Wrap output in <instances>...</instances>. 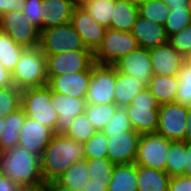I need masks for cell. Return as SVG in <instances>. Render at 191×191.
<instances>
[{
	"mask_svg": "<svg viewBox=\"0 0 191 191\" xmlns=\"http://www.w3.org/2000/svg\"><path fill=\"white\" fill-rule=\"evenodd\" d=\"M84 159L82 143L65 134H54L40 157L44 182L57 180L73 163Z\"/></svg>",
	"mask_w": 191,
	"mask_h": 191,
	"instance_id": "cell-1",
	"label": "cell"
},
{
	"mask_svg": "<svg viewBox=\"0 0 191 191\" xmlns=\"http://www.w3.org/2000/svg\"><path fill=\"white\" fill-rule=\"evenodd\" d=\"M0 170L24 189L40 187L44 183L40 156L20 145L0 150Z\"/></svg>",
	"mask_w": 191,
	"mask_h": 191,
	"instance_id": "cell-2",
	"label": "cell"
},
{
	"mask_svg": "<svg viewBox=\"0 0 191 191\" xmlns=\"http://www.w3.org/2000/svg\"><path fill=\"white\" fill-rule=\"evenodd\" d=\"M12 80L20 90L47 85L46 56L39 46L24 49L12 72Z\"/></svg>",
	"mask_w": 191,
	"mask_h": 191,
	"instance_id": "cell-3",
	"label": "cell"
},
{
	"mask_svg": "<svg viewBox=\"0 0 191 191\" xmlns=\"http://www.w3.org/2000/svg\"><path fill=\"white\" fill-rule=\"evenodd\" d=\"M21 107L26 117L41 122L55 131L59 116L52 106L51 89L47 85L23 89Z\"/></svg>",
	"mask_w": 191,
	"mask_h": 191,
	"instance_id": "cell-4",
	"label": "cell"
},
{
	"mask_svg": "<svg viewBox=\"0 0 191 191\" xmlns=\"http://www.w3.org/2000/svg\"><path fill=\"white\" fill-rule=\"evenodd\" d=\"M124 108L135 131L140 134L156 133L159 104L147 87Z\"/></svg>",
	"mask_w": 191,
	"mask_h": 191,
	"instance_id": "cell-5",
	"label": "cell"
},
{
	"mask_svg": "<svg viewBox=\"0 0 191 191\" xmlns=\"http://www.w3.org/2000/svg\"><path fill=\"white\" fill-rule=\"evenodd\" d=\"M39 48L44 55L88 50L71 22L41 30Z\"/></svg>",
	"mask_w": 191,
	"mask_h": 191,
	"instance_id": "cell-6",
	"label": "cell"
},
{
	"mask_svg": "<svg viewBox=\"0 0 191 191\" xmlns=\"http://www.w3.org/2000/svg\"><path fill=\"white\" fill-rule=\"evenodd\" d=\"M138 47V42L131 32L107 28L100 46L93 53L94 62L113 65Z\"/></svg>",
	"mask_w": 191,
	"mask_h": 191,
	"instance_id": "cell-7",
	"label": "cell"
},
{
	"mask_svg": "<svg viewBox=\"0 0 191 191\" xmlns=\"http://www.w3.org/2000/svg\"><path fill=\"white\" fill-rule=\"evenodd\" d=\"M116 68L114 65H92L86 104L115 103Z\"/></svg>",
	"mask_w": 191,
	"mask_h": 191,
	"instance_id": "cell-8",
	"label": "cell"
},
{
	"mask_svg": "<svg viewBox=\"0 0 191 191\" xmlns=\"http://www.w3.org/2000/svg\"><path fill=\"white\" fill-rule=\"evenodd\" d=\"M0 30L24 48H35L40 44V29L22 11H10L1 15Z\"/></svg>",
	"mask_w": 191,
	"mask_h": 191,
	"instance_id": "cell-9",
	"label": "cell"
},
{
	"mask_svg": "<svg viewBox=\"0 0 191 191\" xmlns=\"http://www.w3.org/2000/svg\"><path fill=\"white\" fill-rule=\"evenodd\" d=\"M170 142L169 139L157 133L141 134L138 141L135 164L166 172Z\"/></svg>",
	"mask_w": 191,
	"mask_h": 191,
	"instance_id": "cell-10",
	"label": "cell"
},
{
	"mask_svg": "<svg viewBox=\"0 0 191 191\" xmlns=\"http://www.w3.org/2000/svg\"><path fill=\"white\" fill-rule=\"evenodd\" d=\"M45 56L47 76L92 71V65L95 63L94 54L90 50H72Z\"/></svg>",
	"mask_w": 191,
	"mask_h": 191,
	"instance_id": "cell-11",
	"label": "cell"
},
{
	"mask_svg": "<svg viewBox=\"0 0 191 191\" xmlns=\"http://www.w3.org/2000/svg\"><path fill=\"white\" fill-rule=\"evenodd\" d=\"M188 107L176 102L159 105L156 133L170 141H185Z\"/></svg>",
	"mask_w": 191,
	"mask_h": 191,
	"instance_id": "cell-12",
	"label": "cell"
},
{
	"mask_svg": "<svg viewBox=\"0 0 191 191\" xmlns=\"http://www.w3.org/2000/svg\"><path fill=\"white\" fill-rule=\"evenodd\" d=\"M113 65L118 72L135 77L145 87H148V83L153 76L150 51L142 47H138L123 56Z\"/></svg>",
	"mask_w": 191,
	"mask_h": 191,
	"instance_id": "cell-13",
	"label": "cell"
},
{
	"mask_svg": "<svg viewBox=\"0 0 191 191\" xmlns=\"http://www.w3.org/2000/svg\"><path fill=\"white\" fill-rule=\"evenodd\" d=\"M71 24L81 36L85 47L93 53L100 46L107 28L100 25L84 8L74 7Z\"/></svg>",
	"mask_w": 191,
	"mask_h": 191,
	"instance_id": "cell-14",
	"label": "cell"
},
{
	"mask_svg": "<svg viewBox=\"0 0 191 191\" xmlns=\"http://www.w3.org/2000/svg\"><path fill=\"white\" fill-rule=\"evenodd\" d=\"M140 135L132 129L108 137L107 158L114 165L135 163Z\"/></svg>",
	"mask_w": 191,
	"mask_h": 191,
	"instance_id": "cell-15",
	"label": "cell"
},
{
	"mask_svg": "<svg viewBox=\"0 0 191 191\" xmlns=\"http://www.w3.org/2000/svg\"><path fill=\"white\" fill-rule=\"evenodd\" d=\"M51 102L58 114V121L54 134H65L71 127L76 116L84 113L86 99L56 93L51 90Z\"/></svg>",
	"mask_w": 191,
	"mask_h": 191,
	"instance_id": "cell-16",
	"label": "cell"
},
{
	"mask_svg": "<svg viewBox=\"0 0 191 191\" xmlns=\"http://www.w3.org/2000/svg\"><path fill=\"white\" fill-rule=\"evenodd\" d=\"M53 135L54 131L48 126L26 117L24 125L19 132L18 145L41 157Z\"/></svg>",
	"mask_w": 191,
	"mask_h": 191,
	"instance_id": "cell-17",
	"label": "cell"
},
{
	"mask_svg": "<svg viewBox=\"0 0 191 191\" xmlns=\"http://www.w3.org/2000/svg\"><path fill=\"white\" fill-rule=\"evenodd\" d=\"M47 86L54 92L78 98H86L91 71L47 76Z\"/></svg>",
	"mask_w": 191,
	"mask_h": 191,
	"instance_id": "cell-18",
	"label": "cell"
},
{
	"mask_svg": "<svg viewBox=\"0 0 191 191\" xmlns=\"http://www.w3.org/2000/svg\"><path fill=\"white\" fill-rule=\"evenodd\" d=\"M132 35L136 38L139 47L151 50L169 42L164 25L138 15L133 25Z\"/></svg>",
	"mask_w": 191,
	"mask_h": 191,
	"instance_id": "cell-19",
	"label": "cell"
},
{
	"mask_svg": "<svg viewBox=\"0 0 191 191\" xmlns=\"http://www.w3.org/2000/svg\"><path fill=\"white\" fill-rule=\"evenodd\" d=\"M150 51L154 75L177 76L183 56L168 42Z\"/></svg>",
	"mask_w": 191,
	"mask_h": 191,
	"instance_id": "cell-20",
	"label": "cell"
},
{
	"mask_svg": "<svg viewBox=\"0 0 191 191\" xmlns=\"http://www.w3.org/2000/svg\"><path fill=\"white\" fill-rule=\"evenodd\" d=\"M73 9L72 0H43L42 30L71 22Z\"/></svg>",
	"mask_w": 191,
	"mask_h": 191,
	"instance_id": "cell-21",
	"label": "cell"
},
{
	"mask_svg": "<svg viewBox=\"0 0 191 191\" xmlns=\"http://www.w3.org/2000/svg\"><path fill=\"white\" fill-rule=\"evenodd\" d=\"M170 180L167 172L137 165L138 191H168Z\"/></svg>",
	"mask_w": 191,
	"mask_h": 191,
	"instance_id": "cell-22",
	"label": "cell"
},
{
	"mask_svg": "<svg viewBox=\"0 0 191 191\" xmlns=\"http://www.w3.org/2000/svg\"><path fill=\"white\" fill-rule=\"evenodd\" d=\"M177 76L154 75L148 83V89L159 105L175 102L178 91Z\"/></svg>",
	"mask_w": 191,
	"mask_h": 191,
	"instance_id": "cell-23",
	"label": "cell"
},
{
	"mask_svg": "<svg viewBox=\"0 0 191 191\" xmlns=\"http://www.w3.org/2000/svg\"><path fill=\"white\" fill-rule=\"evenodd\" d=\"M146 87L138 82L135 77L116 70L115 104L118 107L130 105L132 99Z\"/></svg>",
	"mask_w": 191,
	"mask_h": 191,
	"instance_id": "cell-24",
	"label": "cell"
},
{
	"mask_svg": "<svg viewBox=\"0 0 191 191\" xmlns=\"http://www.w3.org/2000/svg\"><path fill=\"white\" fill-rule=\"evenodd\" d=\"M107 190L138 191L137 165L135 163L114 165L112 177L107 186Z\"/></svg>",
	"mask_w": 191,
	"mask_h": 191,
	"instance_id": "cell-25",
	"label": "cell"
},
{
	"mask_svg": "<svg viewBox=\"0 0 191 191\" xmlns=\"http://www.w3.org/2000/svg\"><path fill=\"white\" fill-rule=\"evenodd\" d=\"M139 15L138 6L128 0H115L110 29L131 32Z\"/></svg>",
	"mask_w": 191,
	"mask_h": 191,
	"instance_id": "cell-26",
	"label": "cell"
},
{
	"mask_svg": "<svg viewBox=\"0 0 191 191\" xmlns=\"http://www.w3.org/2000/svg\"><path fill=\"white\" fill-rule=\"evenodd\" d=\"M26 120L22 107L5 117V127L0 136V150L6 151L18 146L19 132Z\"/></svg>",
	"mask_w": 191,
	"mask_h": 191,
	"instance_id": "cell-27",
	"label": "cell"
},
{
	"mask_svg": "<svg viewBox=\"0 0 191 191\" xmlns=\"http://www.w3.org/2000/svg\"><path fill=\"white\" fill-rule=\"evenodd\" d=\"M87 170L88 166L85 159L77 161L73 163L57 181L73 191H82L83 187L89 181V172Z\"/></svg>",
	"mask_w": 191,
	"mask_h": 191,
	"instance_id": "cell-28",
	"label": "cell"
},
{
	"mask_svg": "<svg viewBox=\"0 0 191 191\" xmlns=\"http://www.w3.org/2000/svg\"><path fill=\"white\" fill-rule=\"evenodd\" d=\"M186 141H171L166 162V172L170 177L185 175Z\"/></svg>",
	"mask_w": 191,
	"mask_h": 191,
	"instance_id": "cell-29",
	"label": "cell"
},
{
	"mask_svg": "<svg viewBox=\"0 0 191 191\" xmlns=\"http://www.w3.org/2000/svg\"><path fill=\"white\" fill-rule=\"evenodd\" d=\"M24 47L18 45L7 33L0 30V63L11 73L19 62Z\"/></svg>",
	"mask_w": 191,
	"mask_h": 191,
	"instance_id": "cell-30",
	"label": "cell"
},
{
	"mask_svg": "<svg viewBox=\"0 0 191 191\" xmlns=\"http://www.w3.org/2000/svg\"><path fill=\"white\" fill-rule=\"evenodd\" d=\"M119 107L115 103L86 104L84 113L96 131H102Z\"/></svg>",
	"mask_w": 191,
	"mask_h": 191,
	"instance_id": "cell-31",
	"label": "cell"
},
{
	"mask_svg": "<svg viewBox=\"0 0 191 191\" xmlns=\"http://www.w3.org/2000/svg\"><path fill=\"white\" fill-rule=\"evenodd\" d=\"M139 15L154 23L164 25L170 14L169 6L163 0H147L138 5Z\"/></svg>",
	"mask_w": 191,
	"mask_h": 191,
	"instance_id": "cell-32",
	"label": "cell"
},
{
	"mask_svg": "<svg viewBox=\"0 0 191 191\" xmlns=\"http://www.w3.org/2000/svg\"><path fill=\"white\" fill-rule=\"evenodd\" d=\"M115 0H95L83 8L102 26L109 28L114 13Z\"/></svg>",
	"mask_w": 191,
	"mask_h": 191,
	"instance_id": "cell-33",
	"label": "cell"
},
{
	"mask_svg": "<svg viewBox=\"0 0 191 191\" xmlns=\"http://www.w3.org/2000/svg\"><path fill=\"white\" fill-rule=\"evenodd\" d=\"M178 91L176 93L175 102L184 105L191 106V64L185 61L180 66L178 75Z\"/></svg>",
	"mask_w": 191,
	"mask_h": 191,
	"instance_id": "cell-34",
	"label": "cell"
},
{
	"mask_svg": "<svg viewBox=\"0 0 191 191\" xmlns=\"http://www.w3.org/2000/svg\"><path fill=\"white\" fill-rule=\"evenodd\" d=\"M108 137L102 131H96L84 144L85 159L107 158Z\"/></svg>",
	"mask_w": 191,
	"mask_h": 191,
	"instance_id": "cell-35",
	"label": "cell"
},
{
	"mask_svg": "<svg viewBox=\"0 0 191 191\" xmlns=\"http://www.w3.org/2000/svg\"><path fill=\"white\" fill-rule=\"evenodd\" d=\"M95 132L96 130L86 114L82 113L74 118L71 127L66 131L65 135L84 144Z\"/></svg>",
	"mask_w": 191,
	"mask_h": 191,
	"instance_id": "cell-36",
	"label": "cell"
},
{
	"mask_svg": "<svg viewBox=\"0 0 191 191\" xmlns=\"http://www.w3.org/2000/svg\"><path fill=\"white\" fill-rule=\"evenodd\" d=\"M85 161L88 166L89 179L104 182L108 186L114 164L108 158L85 159Z\"/></svg>",
	"mask_w": 191,
	"mask_h": 191,
	"instance_id": "cell-37",
	"label": "cell"
},
{
	"mask_svg": "<svg viewBox=\"0 0 191 191\" xmlns=\"http://www.w3.org/2000/svg\"><path fill=\"white\" fill-rule=\"evenodd\" d=\"M191 8H170L164 28L168 37L191 24Z\"/></svg>",
	"mask_w": 191,
	"mask_h": 191,
	"instance_id": "cell-38",
	"label": "cell"
},
{
	"mask_svg": "<svg viewBox=\"0 0 191 191\" xmlns=\"http://www.w3.org/2000/svg\"><path fill=\"white\" fill-rule=\"evenodd\" d=\"M21 92L15 85L0 88V117H7L21 107Z\"/></svg>",
	"mask_w": 191,
	"mask_h": 191,
	"instance_id": "cell-39",
	"label": "cell"
},
{
	"mask_svg": "<svg viewBox=\"0 0 191 191\" xmlns=\"http://www.w3.org/2000/svg\"><path fill=\"white\" fill-rule=\"evenodd\" d=\"M125 108L119 107L114 116L107 122L102 132L107 136L117 135L119 133L132 130Z\"/></svg>",
	"mask_w": 191,
	"mask_h": 191,
	"instance_id": "cell-40",
	"label": "cell"
},
{
	"mask_svg": "<svg viewBox=\"0 0 191 191\" xmlns=\"http://www.w3.org/2000/svg\"><path fill=\"white\" fill-rule=\"evenodd\" d=\"M169 43L184 56L191 49V24L171 35Z\"/></svg>",
	"mask_w": 191,
	"mask_h": 191,
	"instance_id": "cell-41",
	"label": "cell"
},
{
	"mask_svg": "<svg viewBox=\"0 0 191 191\" xmlns=\"http://www.w3.org/2000/svg\"><path fill=\"white\" fill-rule=\"evenodd\" d=\"M42 3L43 0H26L22 8L24 15L33 25L37 26L40 31L42 30V17L40 12Z\"/></svg>",
	"mask_w": 191,
	"mask_h": 191,
	"instance_id": "cell-42",
	"label": "cell"
},
{
	"mask_svg": "<svg viewBox=\"0 0 191 191\" xmlns=\"http://www.w3.org/2000/svg\"><path fill=\"white\" fill-rule=\"evenodd\" d=\"M168 191H191V176L171 177Z\"/></svg>",
	"mask_w": 191,
	"mask_h": 191,
	"instance_id": "cell-43",
	"label": "cell"
},
{
	"mask_svg": "<svg viewBox=\"0 0 191 191\" xmlns=\"http://www.w3.org/2000/svg\"><path fill=\"white\" fill-rule=\"evenodd\" d=\"M26 0H0V16L10 11H22Z\"/></svg>",
	"mask_w": 191,
	"mask_h": 191,
	"instance_id": "cell-44",
	"label": "cell"
},
{
	"mask_svg": "<svg viewBox=\"0 0 191 191\" xmlns=\"http://www.w3.org/2000/svg\"><path fill=\"white\" fill-rule=\"evenodd\" d=\"M24 188L20 186L14 180L8 178L1 170H0V191H23Z\"/></svg>",
	"mask_w": 191,
	"mask_h": 191,
	"instance_id": "cell-45",
	"label": "cell"
},
{
	"mask_svg": "<svg viewBox=\"0 0 191 191\" xmlns=\"http://www.w3.org/2000/svg\"><path fill=\"white\" fill-rule=\"evenodd\" d=\"M14 85L12 73L4 68L0 63V88H6Z\"/></svg>",
	"mask_w": 191,
	"mask_h": 191,
	"instance_id": "cell-46",
	"label": "cell"
},
{
	"mask_svg": "<svg viewBox=\"0 0 191 191\" xmlns=\"http://www.w3.org/2000/svg\"><path fill=\"white\" fill-rule=\"evenodd\" d=\"M82 191H108L107 185L104 182L89 179L87 184L83 187Z\"/></svg>",
	"mask_w": 191,
	"mask_h": 191,
	"instance_id": "cell-47",
	"label": "cell"
},
{
	"mask_svg": "<svg viewBox=\"0 0 191 191\" xmlns=\"http://www.w3.org/2000/svg\"><path fill=\"white\" fill-rule=\"evenodd\" d=\"M47 191H73L72 189L63 186L57 180L44 182L42 185Z\"/></svg>",
	"mask_w": 191,
	"mask_h": 191,
	"instance_id": "cell-48",
	"label": "cell"
},
{
	"mask_svg": "<svg viewBox=\"0 0 191 191\" xmlns=\"http://www.w3.org/2000/svg\"><path fill=\"white\" fill-rule=\"evenodd\" d=\"M169 8H191V0H163Z\"/></svg>",
	"mask_w": 191,
	"mask_h": 191,
	"instance_id": "cell-49",
	"label": "cell"
},
{
	"mask_svg": "<svg viewBox=\"0 0 191 191\" xmlns=\"http://www.w3.org/2000/svg\"><path fill=\"white\" fill-rule=\"evenodd\" d=\"M185 176H191V143H189V142H186Z\"/></svg>",
	"mask_w": 191,
	"mask_h": 191,
	"instance_id": "cell-50",
	"label": "cell"
},
{
	"mask_svg": "<svg viewBox=\"0 0 191 191\" xmlns=\"http://www.w3.org/2000/svg\"><path fill=\"white\" fill-rule=\"evenodd\" d=\"M187 128L185 132V141L191 143V106L188 107Z\"/></svg>",
	"mask_w": 191,
	"mask_h": 191,
	"instance_id": "cell-51",
	"label": "cell"
},
{
	"mask_svg": "<svg viewBox=\"0 0 191 191\" xmlns=\"http://www.w3.org/2000/svg\"><path fill=\"white\" fill-rule=\"evenodd\" d=\"M95 0H72L74 7H84L90 3H93Z\"/></svg>",
	"mask_w": 191,
	"mask_h": 191,
	"instance_id": "cell-52",
	"label": "cell"
},
{
	"mask_svg": "<svg viewBox=\"0 0 191 191\" xmlns=\"http://www.w3.org/2000/svg\"><path fill=\"white\" fill-rule=\"evenodd\" d=\"M185 62L191 64V49L183 56Z\"/></svg>",
	"mask_w": 191,
	"mask_h": 191,
	"instance_id": "cell-53",
	"label": "cell"
},
{
	"mask_svg": "<svg viewBox=\"0 0 191 191\" xmlns=\"http://www.w3.org/2000/svg\"><path fill=\"white\" fill-rule=\"evenodd\" d=\"M5 127V117H0V136Z\"/></svg>",
	"mask_w": 191,
	"mask_h": 191,
	"instance_id": "cell-54",
	"label": "cell"
},
{
	"mask_svg": "<svg viewBox=\"0 0 191 191\" xmlns=\"http://www.w3.org/2000/svg\"><path fill=\"white\" fill-rule=\"evenodd\" d=\"M30 191H47L43 186L30 188Z\"/></svg>",
	"mask_w": 191,
	"mask_h": 191,
	"instance_id": "cell-55",
	"label": "cell"
},
{
	"mask_svg": "<svg viewBox=\"0 0 191 191\" xmlns=\"http://www.w3.org/2000/svg\"><path fill=\"white\" fill-rule=\"evenodd\" d=\"M128 1L134 3V4H136L138 6L140 3H143V2H145L147 0H128Z\"/></svg>",
	"mask_w": 191,
	"mask_h": 191,
	"instance_id": "cell-56",
	"label": "cell"
}]
</instances>
